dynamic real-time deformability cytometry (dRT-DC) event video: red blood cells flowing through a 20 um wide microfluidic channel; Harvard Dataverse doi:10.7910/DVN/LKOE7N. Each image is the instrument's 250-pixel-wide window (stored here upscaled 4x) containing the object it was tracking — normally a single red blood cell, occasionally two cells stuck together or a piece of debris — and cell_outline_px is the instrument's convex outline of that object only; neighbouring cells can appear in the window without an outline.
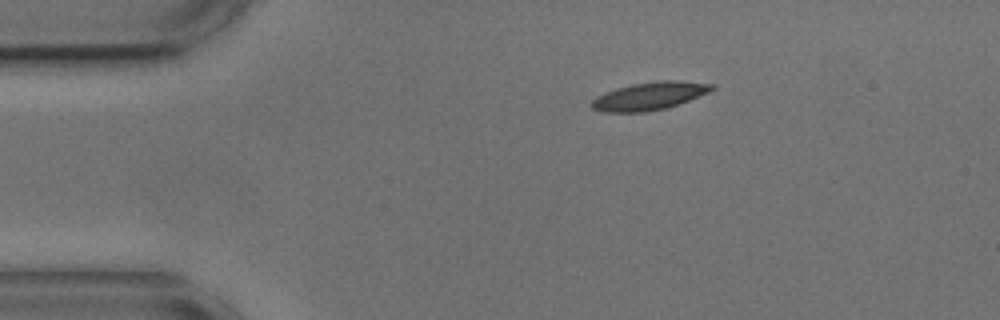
{"species": "common noctule bat (a hibernating species)", "species_latin": "Nyctalus noctula", "temperature_condition": "cold", "stored_images_in_passage": 47, "camera_frame_rate_fps": 3000, "um_per_image_px": 0.085, "animal": {"sex": "male", "body_mass_g": 17.9, "forearm_length_mm": 54.2}, "frame": {"image": 1, "passage_image": 1, "time_ms": 0.0, "image_size_px": [1000, 320], "cell_outline_px": [[716, 88], [708, 92], [668, 108], [644, 112], [604, 112], [592, 108], [592, 100], [596, 96], [604, 92], [616, 88], [632, 84], [656, 80], [680, 80], [716, 84]], "centroid_in_image_um": [55.22, 8.14], "position_along_channel_um": 29.8, "area_um2": 19.65}}
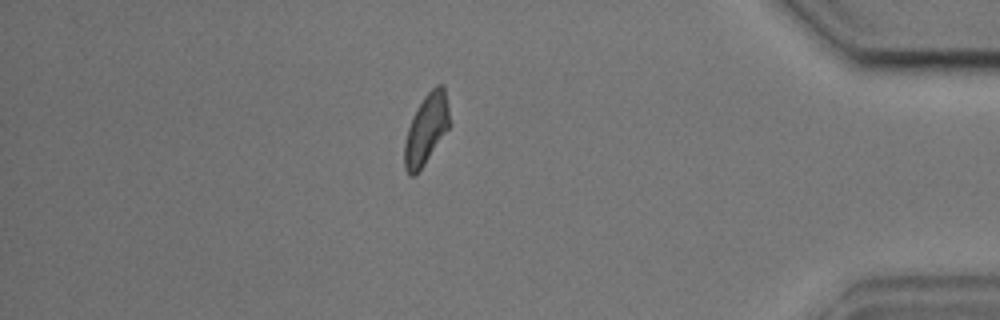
{"frame": {"image": 2, "passage_image": 39, "time_ms": 12.667, "image_size_px": [1000, 320], "cell_outline_px": [[452, 124], [424, 164], [412, 176], [408, 176], [404, 168], [404, 144], [408, 128], [412, 116], [416, 108], [424, 96], [436, 84], [444, 84]], "centroid_in_image_um": [36.25, 10.94], "position_along_channel_um": 398.9, "area_um2": 18.67}}
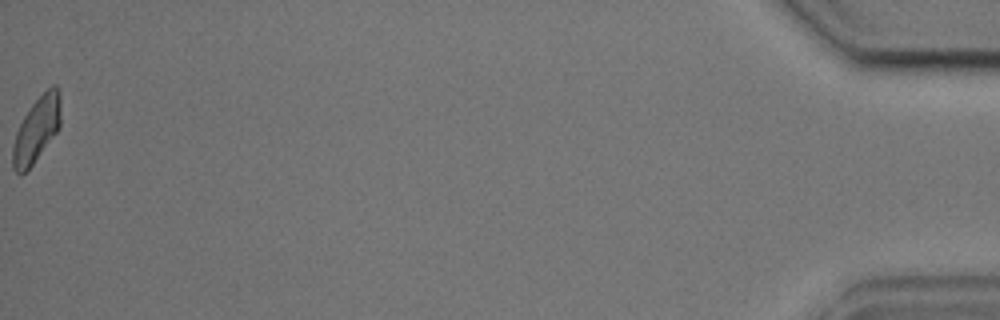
{"frame": {"image": 3, "passage_image": 47, "time_ms": 15.333, "image_size_px": [1000, 320], "cell_outline_px": [[60, 128], [32, 164], [20, 176], [12, 168], [12, 148], [16, 132], [24, 116], [32, 104], [52, 84], [56, 84], [60, 92]], "centroid_in_image_um": [3.11, 11.0], "position_along_channel_um": 432.1, "area_um2": 18.09}, "authors_computed_cell_mechanics": {"area_um2": 18.9006, "velocity_mm_per_s": 3.5787, "shape_relaxation_time_tau1_ms": 3.6318, "shape_relaxation_time_tau2_ms": 3.2787, "deformation_change_tau1": 0.1269, "deformation_change_tau2": 0.0999}}